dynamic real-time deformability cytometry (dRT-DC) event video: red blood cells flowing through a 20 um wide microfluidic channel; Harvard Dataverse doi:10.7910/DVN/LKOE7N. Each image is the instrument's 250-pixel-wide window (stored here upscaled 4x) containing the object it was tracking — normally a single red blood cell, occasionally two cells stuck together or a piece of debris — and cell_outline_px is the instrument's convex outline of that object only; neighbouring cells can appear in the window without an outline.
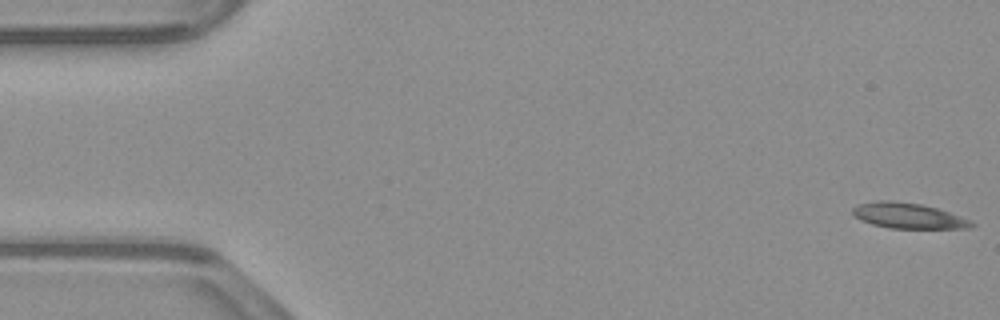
{"species": "common noctule bat (a hibernating species)", "species_latin": "Nyctalus noctula", "temperature_condition": "warm", "stored_images_in_passage": 53, "camera_frame_rate_fps": 3000, "um_per_image_px": 0.085, "animal": {"sex": "male", "body_mass_g": 23.1, "forearm_length_mm": 52.7}, "frame": {"image": 1, "passage_image": 1, "time_ms": 0.0, "image_size_px": [1000, 320], "cell_outline_px": [[976, 224], [972, 228], [888, 228], [872, 224], [860, 220], [852, 212], [852, 208], [856, 204], [880, 200], [892, 200], [920, 204], [936, 208], [948, 212], [968, 220]], "centroid_in_image_um": [77.14, 18.33], "position_along_channel_um": 7.9, "area_um2": 17.51}}
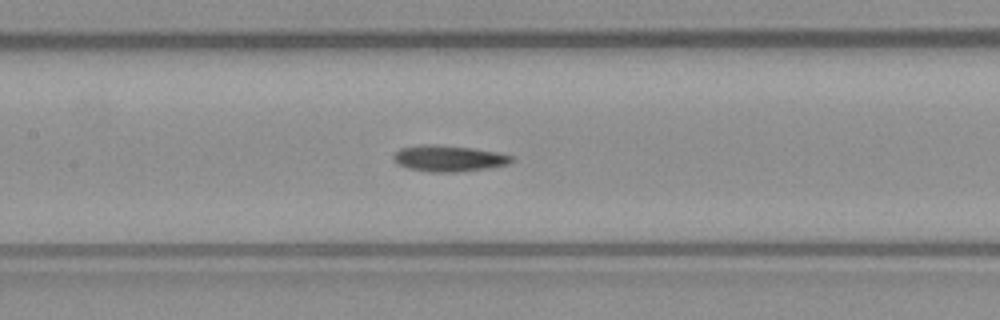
{"frame": {"image": 2, "passage_image": 24, "time_ms": 7.667, "image_size_px": [1000, 320], "cell_outline_px": [[516, 160], [508, 164], [488, 168], [456, 172], [428, 172], [408, 168], [392, 160], [392, 156], [400, 148], [420, 144], [436, 144], [472, 148], [496, 152], [512, 156]], "centroid_in_image_um": [38.13, 13.46], "position_along_channel_um": 169.3, "area_um2": 18.09}}
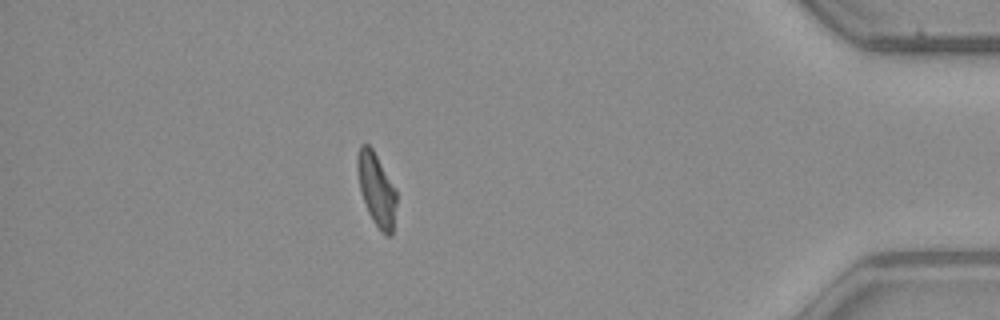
{"frame": {"image": 3, "passage_image": 46, "time_ms": 15.0, "image_size_px": [1000, 320], "cell_outline_px": [[396, 204], [392, 236], [384, 236], [380, 232], [372, 220], [368, 212], [360, 188], [356, 168], [356, 156], [360, 144], [368, 144], [372, 148], [396, 188]], "centroid_in_image_um": [32.0, 16.11], "position_along_channel_um": 403.2, "area_um2": 16.76}}